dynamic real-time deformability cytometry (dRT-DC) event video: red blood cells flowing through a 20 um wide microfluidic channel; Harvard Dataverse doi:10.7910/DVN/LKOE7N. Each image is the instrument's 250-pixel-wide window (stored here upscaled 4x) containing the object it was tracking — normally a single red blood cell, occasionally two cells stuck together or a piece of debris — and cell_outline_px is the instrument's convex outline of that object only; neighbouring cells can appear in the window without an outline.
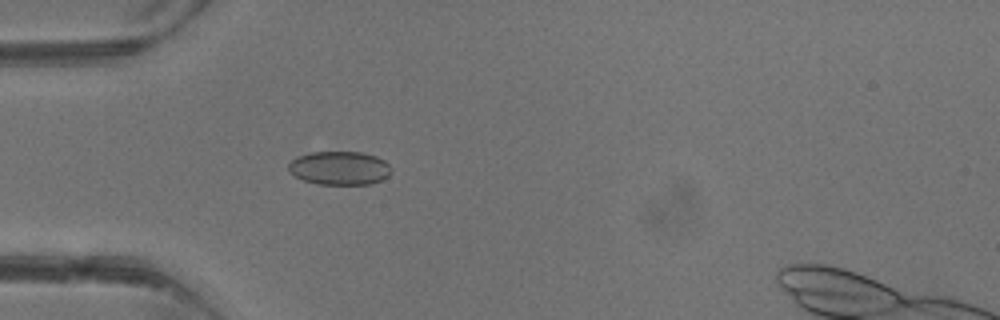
{"species": "common noctule bat (a hibernating species)", "species_latin": "Nyctalus noctula", "temperature_condition": "warm", "stored_images_in_passage": 3, "camera_frame_rate_fps": 3000, "um_per_image_px": 0.085, "animal": {"sex": "male", "body_mass_g": 13.3}, "frame": {"image": 1, "passage_image": 3, "time_ms": 3.667, "image_size_px": [1000, 320], "cell_outline_px": [[392, 168], [388, 176], [372, 184], [316, 184], [304, 180], [288, 172], [288, 164], [296, 156], [308, 152], [360, 152], [376, 156], [384, 160]], "centroid_in_image_um": [28.84, 14.28], "position_along_channel_um": 56.2, "area_um2": 20.23}}